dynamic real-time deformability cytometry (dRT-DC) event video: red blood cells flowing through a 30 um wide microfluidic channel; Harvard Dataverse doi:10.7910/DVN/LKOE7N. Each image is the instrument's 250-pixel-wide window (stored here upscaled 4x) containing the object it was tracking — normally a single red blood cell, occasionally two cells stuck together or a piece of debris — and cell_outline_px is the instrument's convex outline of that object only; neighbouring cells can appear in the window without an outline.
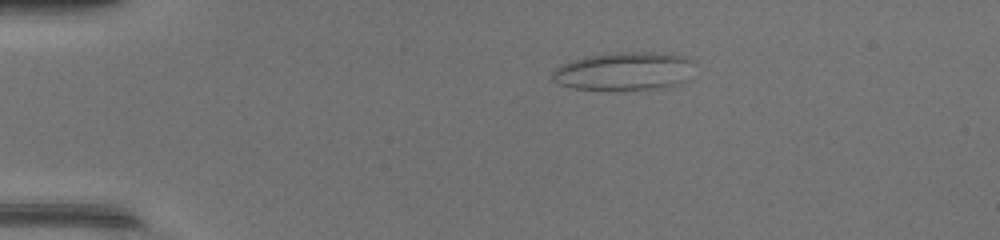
{"species": "common noctule bat (a hibernating species)", "species_latin": "Nyctalus noctula", "temperature_condition": "warm", "stored_images_in_passage": 39, "camera_frame_rate_fps": 3000, "um_per_image_px": 0.085, "animal": {"sex": "female", "body_mass_g": 17.0, "forearm_length_mm": 48.0}, "frame": {"image": 1, "passage_image": 1, "time_ms": 0.0, "image_size_px": [1000, 240], "cell_outline_px": [[696, 64], [692, 80], [668, 88], [572, 88], [560, 84], [552, 80], [552, 72], [556, 68], [564, 64], [588, 56], [620, 52], [668, 52], [688, 56], [696, 60]], "centroid_in_image_um": [53.28, 6.02], "position_along_channel_um": 31.7, "area_um2": 31.96}}
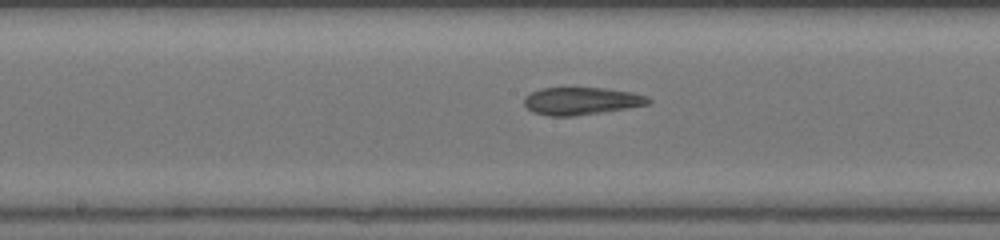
{"frame": {"image": 2, "passage_image": 17, "time_ms": 5.333, "image_size_px": [1000, 240], "cell_outline_px": [[652, 100], [648, 104], [628, 108], [604, 112], [576, 116], [548, 116], [532, 112], [524, 104], [524, 96], [540, 88], [604, 88], [632, 92], [648, 96]], "centroid_in_image_um": [49.41, 8.59], "position_along_channel_um": 198.8, "area_um2": 20.06}}
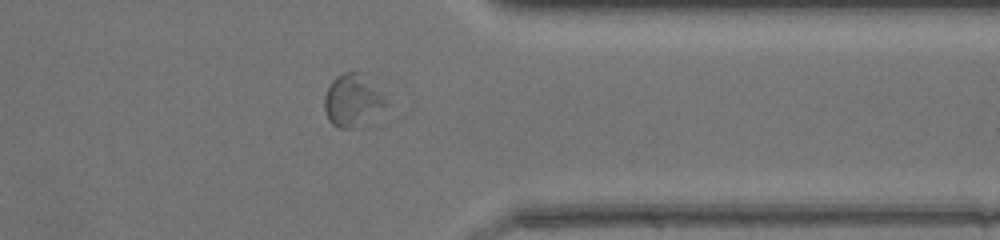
{"frame": {"image": 3, "passage_image": 30, "time_ms": 9.667, "image_size_px": [1000, 240], "cell_outline_px": [[396, 120], [364, 128], [340, 128], [332, 124], [328, 120], [324, 108], [324, 96], [332, 80], [336, 76], [344, 72], [368, 72], [396, 112]], "centroid_in_image_um": [30.32, 8.67], "position_along_channel_um": 381.1, "area_um2": 22.25}}